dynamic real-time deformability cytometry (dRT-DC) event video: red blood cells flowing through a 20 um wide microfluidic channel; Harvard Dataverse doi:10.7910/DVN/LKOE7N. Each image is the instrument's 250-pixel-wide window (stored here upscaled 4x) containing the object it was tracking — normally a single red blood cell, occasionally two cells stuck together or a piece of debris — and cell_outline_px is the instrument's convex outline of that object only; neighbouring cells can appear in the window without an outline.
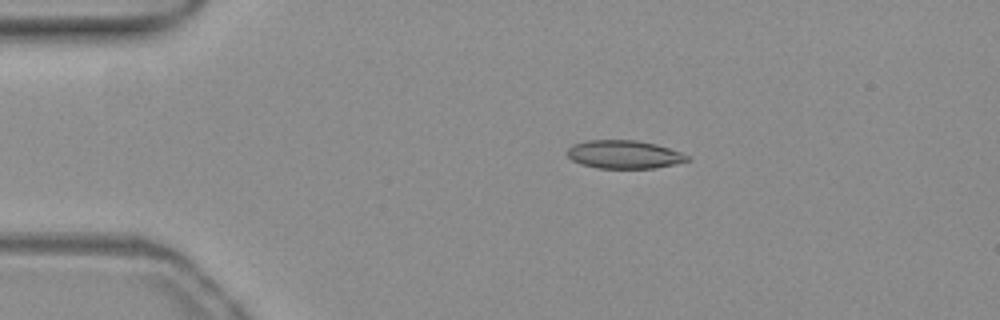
{"species": "common noctule bat (a hibernating species)", "species_latin": "Nyctalus noctula", "temperature_condition": "warm", "stored_images_in_passage": 43, "camera_frame_rate_fps": 3000, "um_per_image_px": 0.085, "animal": {"sex": "female", "body_mass_g": 19.3, "forearm_length_mm": 54.1}, "frame": {"image": 1, "passage_image": 1, "time_ms": 0.0, "image_size_px": [1000, 320], "cell_outline_px": [[692, 160], [656, 168], [596, 168], [580, 164], [572, 160], [564, 152], [572, 144], [584, 140], [636, 140], [656, 144], [680, 152], [688, 156]], "centroid_in_image_um": [53.0, 13.12], "position_along_channel_um": 32.0, "area_um2": 19.94}}
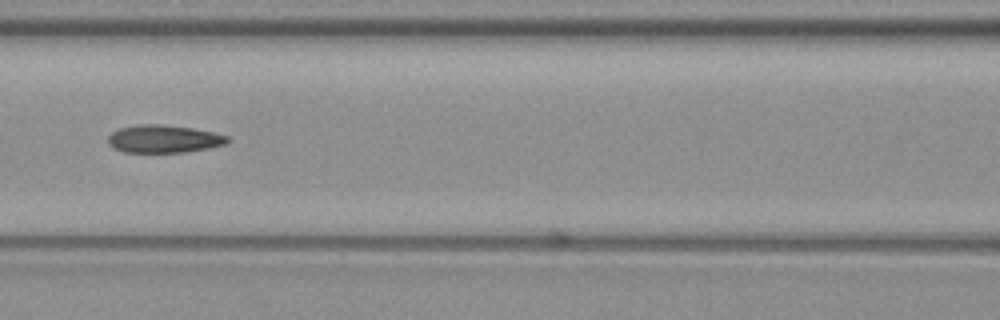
{"frame": {"image": 2, "passage_image": 14, "time_ms": 4.333, "image_size_px": [1000, 320], "cell_outline_px": [[232, 140], [228, 144], [208, 148], [184, 152], [124, 152], [112, 148], [108, 144], [108, 136], [112, 132], [120, 128], [140, 124], [156, 124], [192, 128], [212, 132], [228, 136]], "centroid_in_image_um": [13.93, 11.81], "position_along_channel_um": 152.7, "area_um2": 19.36}}
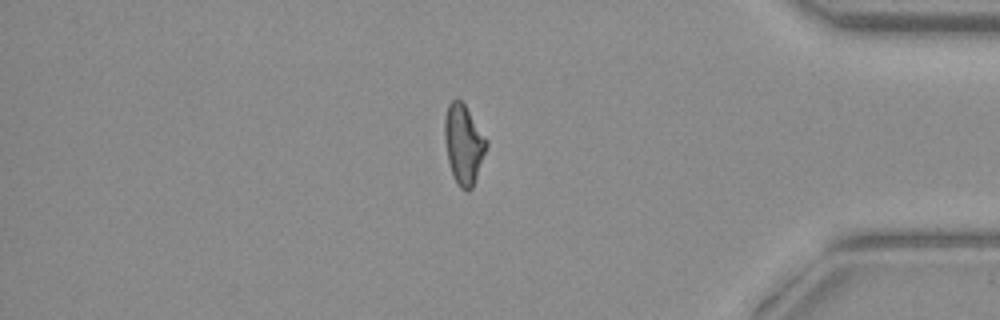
{"frame": {"image": 3, "passage_image": 35, "time_ms": 11.333, "image_size_px": [1000, 320], "cell_outline_px": [[488, 144], [472, 188], [468, 192], [464, 192], [460, 188], [452, 176], [448, 160], [444, 140], [444, 120], [448, 104], [456, 96], [464, 104], [488, 140]], "centroid_in_image_um": [39.39, 12.26], "position_along_channel_um": 395.8, "area_um2": 19.48}, "authors_computed_cell_mechanics": {"area_um2": 19.363, "velocity_mm_per_s": 3.932, "shape_relaxation_time_tau1_ms": null, "shape_relaxation_time_tau2_ms": 2.6213, "deformation_change_tau1": null, "deformation_change_tau2": 0.117}}